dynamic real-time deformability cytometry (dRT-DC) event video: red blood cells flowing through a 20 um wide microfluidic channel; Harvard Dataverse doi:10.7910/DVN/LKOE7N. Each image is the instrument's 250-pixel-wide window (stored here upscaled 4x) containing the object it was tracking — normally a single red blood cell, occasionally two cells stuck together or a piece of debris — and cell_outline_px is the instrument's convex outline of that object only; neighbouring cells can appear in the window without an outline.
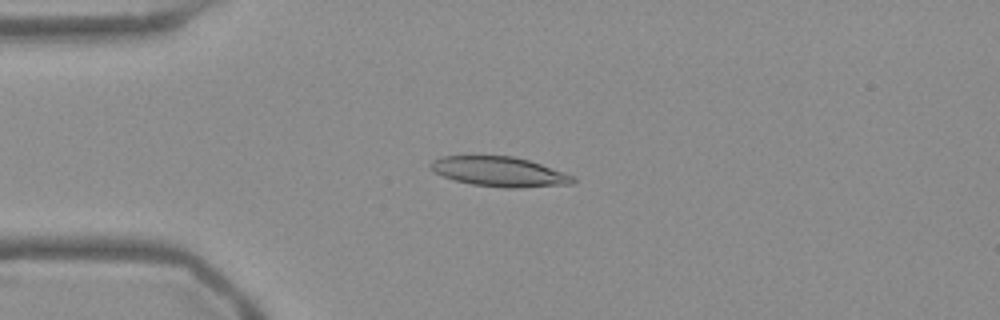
{"species": "Egyptian fruit bat (a non-hibernating species)", "species_latin": "Rousettus aegyptiacus", "temperature_condition": "warm", "stored_images_in_passage": 53, "camera_frame_rate_fps": 3000, "um_per_image_px": 0.085, "frame": {"image": 1, "passage_image": 13, "time_ms": 4.0, "image_size_px": [1000, 320], "cell_outline_px": [[576, 180], [572, 184], [520, 188], [504, 188], [472, 184], [456, 180], [432, 172], [428, 164], [432, 160], [440, 156], [512, 156], [528, 160], [564, 172], [572, 176]], "centroid_in_image_um": [42.42, 14.59], "position_along_channel_um": 42.6, "area_um2": 24.68}}
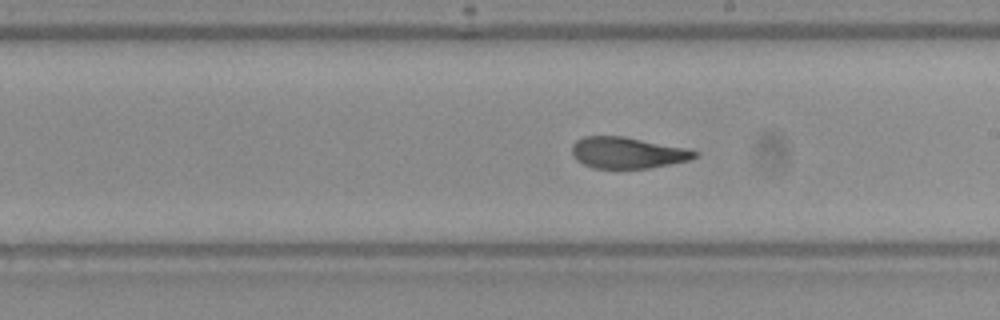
{"frame": {"image": 2, "passage_image": 30, "time_ms": 9.667, "image_size_px": [1000, 320], "cell_outline_px": [[700, 156], [688, 160], [648, 168], [592, 168], [576, 160], [572, 156], [572, 144], [576, 140], [584, 136], [624, 136], [688, 148], [700, 152]], "centroid_in_image_um": [53.34, 12.97], "position_along_channel_um": 235.7, "area_um2": 22.54}}
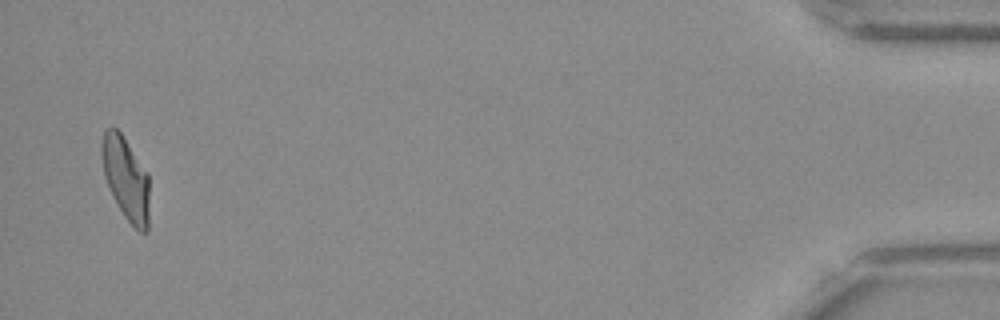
{"frame": {"image": 3, "passage_image": 52, "time_ms": 17.0, "image_size_px": [1000, 320], "cell_outline_px": [[148, 232], [140, 232], [124, 216], [104, 176], [100, 156], [100, 144], [104, 132], [108, 128], [116, 128], [120, 132], [148, 172]], "centroid_in_image_um": [10.69, 15.13], "position_along_channel_um": 424.5, "area_um2": 22.77}, "authors_computed_cell_mechanics": {"area_um2": 23.6402, "velocity_mm_per_s": 3.782, "shape_relaxation_time_tau1_ms": 7.8025, "shape_relaxation_time_tau2_ms": 2.5016, "deformation_change_tau1": 0.2373, "deformation_change_tau2": 0.0833}}